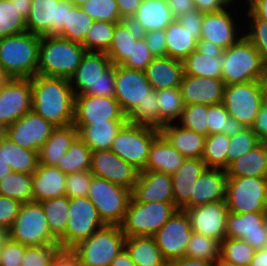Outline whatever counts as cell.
Masks as SVG:
<instances>
[{"label":"cell","instance_id":"6da1fadb","mask_svg":"<svg viewBox=\"0 0 267 266\" xmlns=\"http://www.w3.org/2000/svg\"><path fill=\"white\" fill-rule=\"evenodd\" d=\"M31 85L32 111L55 127L73 124L75 94L69 79L37 74L31 78Z\"/></svg>","mask_w":267,"mask_h":266},{"label":"cell","instance_id":"7a4b0ae2","mask_svg":"<svg viewBox=\"0 0 267 266\" xmlns=\"http://www.w3.org/2000/svg\"><path fill=\"white\" fill-rule=\"evenodd\" d=\"M69 80L75 96H115V65L105 52L87 51Z\"/></svg>","mask_w":267,"mask_h":266},{"label":"cell","instance_id":"3957f363","mask_svg":"<svg viewBox=\"0 0 267 266\" xmlns=\"http://www.w3.org/2000/svg\"><path fill=\"white\" fill-rule=\"evenodd\" d=\"M85 47L58 35L40 39L38 75L70 79L86 53Z\"/></svg>","mask_w":267,"mask_h":266},{"label":"cell","instance_id":"277c9868","mask_svg":"<svg viewBox=\"0 0 267 266\" xmlns=\"http://www.w3.org/2000/svg\"><path fill=\"white\" fill-rule=\"evenodd\" d=\"M40 39L27 31L0 38V65L12 78L37 75Z\"/></svg>","mask_w":267,"mask_h":266},{"label":"cell","instance_id":"5b68a950","mask_svg":"<svg viewBox=\"0 0 267 266\" xmlns=\"http://www.w3.org/2000/svg\"><path fill=\"white\" fill-rule=\"evenodd\" d=\"M221 58V78L225 85L261 81L267 68L258 51L244 35L223 50Z\"/></svg>","mask_w":267,"mask_h":266},{"label":"cell","instance_id":"8992f818","mask_svg":"<svg viewBox=\"0 0 267 266\" xmlns=\"http://www.w3.org/2000/svg\"><path fill=\"white\" fill-rule=\"evenodd\" d=\"M126 236L118 225H105L70 250L81 266H109L125 248Z\"/></svg>","mask_w":267,"mask_h":266},{"label":"cell","instance_id":"52a82bcc","mask_svg":"<svg viewBox=\"0 0 267 266\" xmlns=\"http://www.w3.org/2000/svg\"><path fill=\"white\" fill-rule=\"evenodd\" d=\"M177 210L174 203H142L131 196L120 228L126 237L153 236Z\"/></svg>","mask_w":267,"mask_h":266},{"label":"cell","instance_id":"ba28073f","mask_svg":"<svg viewBox=\"0 0 267 266\" xmlns=\"http://www.w3.org/2000/svg\"><path fill=\"white\" fill-rule=\"evenodd\" d=\"M7 235L27 247L59 244L50 233L40 202L32 201L21 204L19 213Z\"/></svg>","mask_w":267,"mask_h":266},{"label":"cell","instance_id":"9c48e42d","mask_svg":"<svg viewBox=\"0 0 267 266\" xmlns=\"http://www.w3.org/2000/svg\"><path fill=\"white\" fill-rule=\"evenodd\" d=\"M87 197L105 225L120 226L131 198V191L106 179L92 177Z\"/></svg>","mask_w":267,"mask_h":266},{"label":"cell","instance_id":"30bf717a","mask_svg":"<svg viewBox=\"0 0 267 266\" xmlns=\"http://www.w3.org/2000/svg\"><path fill=\"white\" fill-rule=\"evenodd\" d=\"M265 103L262 81L225 85L223 104L230 117L251 128Z\"/></svg>","mask_w":267,"mask_h":266},{"label":"cell","instance_id":"8fae6325","mask_svg":"<svg viewBox=\"0 0 267 266\" xmlns=\"http://www.w3.org/2000/svg\"><path fill=\"white\" fill-rule=\"evenodd\" d=\"M229 212H267V178L228 177L226 198Z\"/></svg>","mask_w":267,"mask_h":266},{"label":"cell","instance_id":"7c38bea8","mask_svg":"<svg viewBox=\"0 0 267 266\" xmlns=\"http://www.w3.org/2000/svg\"><path fill=\"white\" fill-rule=\"evenodd\" d=\"M160 132L127 122L117 133L110 150L142 171L148 160L150 147Z\"/></svg>","mask_w":267,"mask_h":266},{"label":"cell","instance_id":"4fadbf2b","mask_svg":"<svg viewBox=\"0 0 267 266\" xmlns=\"http://www.w3.org/2000/svg\"><path fill=\"white\" fill-rule=\"evenodd\" d=\"M68 213L67 229L58 240L62 249H71L78 242L105 226L96 207L88 197L69 199Z\"/></svg>","mask_w":267,"mask_h":266},{"label":"cell","instance_id":"5bb4252c","mask_svg":"<svg viewBox=\"0 0 267 266\" xmlns=\"http://www.w3.org/2000/svg\"><path fill=\"white\" fill-rule=\"evenodd\" d=\"M73 7L70 0H32L26 18L27 32L43 35H58L66 24L67 10Z\"/></svg>","mask_w":267,"mask_h":266},{"label":"cell","instance_id":"9a60e30c","mask_svg":"<svg viewBox=\"0 0 267 266\" xmlns=\"http://www.w3.org/2000/svg\"><path fill=\"white\" fill-rule=\"evenodd\" d=\"M193 230L185 211L177 210L153 237L167 262L185 256Z\"/></svg>","mask_w":267,"mask_h":266},{"label":"cell","instance_id":"2e32d148","mask_svg":"<svg viewBox=\"0 0 267 266\" xmlns=\"http://www.w3.org/2000/svg\"><path fill=\"white\" fill-rule=\"evenodd\" d=\"M234 10V7L229 6V9L226 8L220 12L203 14L199 40L213 42L223 50L235 44L243 36L241 28L244 27L238 22L242 14L236 17L237 12Z\"/></svg>","mask_w":267,"mask_h":266},{"label":"cell","instance_id":"e0dca14e","mask_svg":"<svg viewBox=\"0 0 267 266\" xmlns=\"http://www.w3.org/2000/svg\"><path fill=\"white\" fill-rule=\"evenodd\" d=\"M152 90L144 71L115 65L114 98L126 116L139 105V102H143Z\"/></svg>","mask_w":267,"mask_h":266},{"label":"cell","instance_id":"ac0fdd59","mask_svg":"<svg viewBox=\"0 0 267 266\" xmlns=\"http://www.w3.org/2000/svg\"><path fill=\"white\" fill-rule=\"evenodd\" d=\"M32 111L31 78H13L0 89V129L2 131Z\"/></svg>","mask_w":267,"mask_h":266},{"label":"cell","instance_id":"d6986e66","mask_svg":"<svg viewBox=\"0 0 267 266\" xmlns=\"http://www.w3.org/2000/svg\"><path fill=\"white\" fill-rule=\"evenodd\" d=\"M55 128L44 117L30 111L6 127L2 133L20 147L39 152Z\"/></svg>","mask_w":267,"mask_h":266},{"label":"cell","instance_id":"ffe728a7","mask_svg":"<svg viewBox=\"0 0 267 266\" xmlns=\"http://www.w3.org/2000/svg\"><path fill=\"white\" fill-rule=\"evenodd\" d=\"M90 172L94 177L106 179L132 191L140 171L107 149L92 151Z\"/></svg>","mask_w":267,"mask_h":266},{"label":"cell","instance_id":"44dd1931","mask_svg":"<svg viewBox=\"0 0 267 266\" xmlns=\"http://www.w3.org/2000/svg\"><path fill=\"white\" fill-rule=\"evenodd\" d=\"M106 120H127L114 97L86 94L75 96L73 125H91Z\"/></svg>","mask_w":267,"mask_h":266},{"label":"cell","instance_id":"7402d4cb","mask_svg":"<svg viewBox=\"0 0 267 266\" xmlns=\"http://www.w3.org/2000/svg\"><path fill=\"white\" fill-rule=\"evenodd\" d=\"M185 212L189 217L193 232L220 243L226 238L229 209L225 200L193 207Z\"/></svg>","mask_w":267,"mask_h":266},{"label":"cell","instance_id":"603a6c76","mask_svg":"<svg viewBox=\"0 0 267 266\" xmlns=\"http://www.w3.org/2000/svg\"><path fill=\"white\" fill-rule=\"evenodd\" d=\"M226 237L242 239L255 250L267 248V212H229Z\"/></svg>","mask_w":267,"mask_h":266},{"label":"cell","instance_id":"cb8c5ba5","mask_svg":"<svg viewBox=\"0 0 267 266\" xmlns=\"http://www.w3.org/2000/svg\"><path fill=\"white\" fill-rule=\"evenodd\" d=\"M224 81L222 78H208L184 74L180 84L184 104L215 105L223 103Z\"/></svg>","mask_w":267,"mask_h":266},{"label":"cell","instance_id":"d4e9b609","mask_svg":"<svg viewBox=\"0 0 267 266\" xmlns=\"http://www.w3.org/2000/svg\"><path fill=\"white\" fill-rule=\"evenodd\" d=\"M228 175L225 169L206 168L193 184L189 209L226 198Z\"/></svg>","mask_w":267,"mask_h":266},{"label":"cell","instance_id":"484cf974","mask_svg":"<svg viewBox=\"0 0 267 266\" xmlns=\"http://www.w3.org/2000/svg\"><path fill=\"white\" fill-rule=\"evenodd\" d=\"M131 196L142 203L173 202V186L170 174L140 171Z\"/></svg>","mask_w":267,"mask_h":266},{"label":"cell","instance_id":"4316f807","mask_svg":"<svg viewBox=\"0 0 267 266\" xmlns=\"http://www.w3.org/2000/svg\"><path fill=\"white\" fill-rule=\"evenodd\" d=\"M206 168L202 159L186 158L178 170L171 174L173 202L178 210L189 209V196L193 184Z\"/></svg>","mask_w":267,"mask_h":266},{"label":"cell","instance_id":"83f0119b","mask_svg":"<svg viewBox=\"0 0 267 266\" xmlns=\"http://www.w3.org/2000/svg\"><path fill=\"white\" fill-rule=\"evenodd\" d=\"M173 20L167 0H143L130 22L140 34H144L164 30Z\"/></svg>","mask_w":267,"mask_h":266},{"label":"cell","instance_id":"f1b7e54d","mask_svg":"<svg viewBox=\"0 0 267 266\" xmlns=\"http://www.w3.org/2000/svg\"><path fill=\"white\" fill-rule=\"evenodd\" d=\"M144 72L153 90L180 87L183 62L169 56L154 57Z\"/></svg>","mask_w":267,"mask_h":266},{"label":"cell","instance_id":"f546056e","mask_svg":"<svg viewBox=\"0 0 267 266\" xmlns=\"http://www.w3.org/2000/svg\"><path fill=\"white\" fill-rule=\"evenodd\" d=\"M67 174L56 166L38 164L32 174L33 201L42 202L65 195Z\"/></svg>","mask_w":267,"mask_h":266},{"label":"cell","instance_id":"4dcf8cb0","mask_svg":"<svg viewBox=\"0 0 267 266\" xmlns=\"http://www.w3.org/2000/svg\"><path fill=\"white\" fill-rule=\"evenodd\" d=\"M160 134L185 158L201 159L206 136L183 128L177 123H168Z\"/></svg>","mask_w":267,"mask_h":266},{"label":"cell","instance_id":"1f68e13d","mask_svg":"<svg viewBox=\"0 0 267 266\" xmlns=\"http://www.w3.org/2000/svg\"><path fill=\"white\" fill-rule=\"evenodd\" d=\"M186 158L175 149L161 134L153 141L147 164L142 171H155L173 174Z\"/></svg>","mask_w":267,"mask_h":266},{"label":"cell","instance_id":"d6a6232c","mask_svg":"<svg viewBox=\"0 0 267 266\" xmlns=\"http://www.w3.org/2000/svg\"><path fill=\"white\" fill-rule=\"evenodd\" d=\"M127 120H106L91 125H73L78 137L92 150H107Z\"/></svg>","mask_w":267,"mask_h":266},{"label":"cell","instance_id":"836d02e7","mask_svg":"<svg viewBox=\"0 0 267 266\" xmlns=\"http://www.w3.org/2000/svg\"><path fill=\"white\" fill-rule=\"evenodd\" d=\"M77 137L78 130L73 124L56 127L38 152L39 164L57 166Z\"/></svg>","mask_w":267,"mask_h":266},{"label":"cell","instance_id":"e575fe53","mask_svg":"<svg viewBox=\"0 0 267 266\" xmlns=\"http://www.w3.org/2000/svg\"><path fill=\"white\" fill-rule=\"evenodd\" d=\"M0 162L9 164L12 171L33 174L38 167V152L20 147L3 133L0 135Z\"/></svg>","mask_w":267,"mask_h":266},{"label":"cell","instance_id":"d590c367","mask_svg":"<svg viewBox=\"0 0 267 266\" xmlns=\"http://www.w3.org/2000/svg\"><path fill=\"white\" fill-rule=\"evenodd\" d=\"M166 56L183 61L196 49L201 31H189L178 20H173L165 29Z\"/></svg>","mask_w":267,"mask_h":266},{"label":"cell","instance_id":"8d00e7d4","mask_svg":"<svg viewBox=\"0 0 267 266\" xmlns=\"http://www.w3.org/2000/svg\"><path fill=\"white\" fill-rule=\"evenodd\" d=\"M225 170L228 177L267 178V148L260 142L252 150L233 161Z\"/></svg>","mask_w":267,"mask_h":266},{"label":"cell","instance_id":"74e56055","mask_svg":"<svg viewBox=\"0 0 267 266\" xmlns=\"http://www.w3.org/2000/svg\"><path fill=\"white\" fill-rule=\"evenodd\" d=\"M125 249L136 266H167L153 236L126 237Z\"/></svg>","mask_w":267,"mask_h":266},{"label":"cell","instance_id":"f35d334b","mask_svg":"<svg viewBox=\"0 0 267 266\" xmlns=\"http://www.w3.org/2000/svg\"><path fill=\"white\" fill-rule=\"evenodd\" d=\"M141 36L130 21L116 23L112 42L105 52L114 65H122L131 56L132 45Z\"/></svg>","mask_w":267,"mask_h":266},{"label":"cell","instance_id":"ab89813d","mask_svg":"<svg viewBox=\"0 0 267 266\" xmlns=\"http://www.w3.org/2000/svg\"><path fill=\"white\" fill-rule=\"evenodd\" d=\"M223 54H202L196 49L182 62L184 74L208 78H221Z\"/></svg>","mask_w":267,"mask_h":266},{"label":"cell","instance_id":"60d3db41","mask_svg":"<svg viewBox=\"0 0 267 266\" xmlns=\"http://www.w3.org/2000/svg\"><path fill=\"white\" fill-rule=\"evenodd\" d=\"M40 203L46 215L50 233L58 241L67 229L69 198L64 195Z\"/></svg>","mask_w":267,"mask_h":266},{"label":"cell","instance_id":"b9f144b4","mask_svg":"<svg viewBox=\"0 0 267 266\" xmlns=\"http://www.w3.org/2000/svg\"><path fill=\"white\" fill-rule=\"evenodd\" d=\"M0 195L24 204L33 201L32 175L12 171L0 181Z\"/></svg>","mask_w":267,"mask_h":266},{"label":"cell","instance_id":"7bdbcfd3","mask_svg":"<svg viewBox=\"0 0 267 266\" xmlns=\"http://www.w3.org/2000/svg\"><path fill=\"white\" fill-rule=\"evenodd\" d=\"M127 121L159 132L163 129L165 125L160 121L156 90H152L143 102H139V105L127 116Z\"/></svg>","mask_w":267,"mask_h":266},{"label":"cell","instance_id":"ee69618b","mask_svg":"<svg viewBox=\"0 0 267 266\" xmlns=\"http://www.w3.org/2000/svg\"><path fill=\"white\" fill-rule=\"evenodd\" d=\"M92 150L77 137L57 166L63 173L90 171Z\"/></svg>","mask_w":267,"mask_h":266},{"label":"cell","instance_id":"f6af8a7d","mask_svg":"<svg viewBox=\"0 0 267 266\" xmlns=\"http://www.w3.org/2000/svg\"><path fill=\"white\" fill-rule=\"evenodd\" d=\"M156 97L160 121L164 125L176 123L180 119L183 108L185 107L180 87L157 90Z\"/></svg>","mask_w":267,"mask_h":266},{"label":"cell","instance_id":"bcb514c9","mask_svg":"<svg viewBox=\"0 0 267 266\" xmlns=\"http://www.w3.org/2000/svg\"><path fill=\"white\" fill-rule=\"evenodd\" d=\"M207 125L209 135L221 133L228 137L245 128L238 120L230 117L223 103L208 106Z\"/></svg>","mask_w":267,"mask_h":266},{"label":"cell","instance_id":"7dc6e473","mask_svg":"<svg viewBox=\"0 0 267 266\" xmlns=\"http://www.w3.org/2000/svg\"><path fill=\"white\" fill-rule=\"evenodd\" d=\"M94 20L79 6L67 10L66 24L58 36L82 44Z\"/></svg>","mask_w":267,"mask_h":266},{"label":"cell","instance_id":"c3c4849f","mask_svg":"<svg viewBox=\"0 0 267 266\" xmlns=\"http://www.w3.org/2000/svg\"><path fill=\"white\" fill-rule=\"evenodd\" d=\"M230 137L217 133L206 136L204 151L201 159L207 168H227V150Z\"/></svg>","mask_w":267,"mask_h":266},{"label":"cell","instance_id":"681fc988","mask_svg":"<svg viewBox=\"0 0 267 266\" xmlns=\"http://www.w3.org/2000/svg\"><path fill=\"white\" fill-rule=\"evenodd\" d=\"M255 252L246 241L226 237L221 242L220 259L237 266H250Z\"/></svg>","mask_w":267,"mask_h":266},{"label":"cell","instance_id":"f907efd6","mask_svg":"<svg viewBox=\"0 0 267 266\" xmlns=\"http://www.w3.org/2000/svg\"><path fill=\"white\" fill-rule=\"evenodd\" d=\"M244 12L248 19H245L247 22L244 20L247 24L246 27L245 24H242L244 26L243 35L258 51L264 65L267 67V22L258 19L249 9L246 10L245 8Z\"/></svg>","mask_w":267,"mask_h":266},{"label":"cell","instance_id":"816d5d0a","mask_svg":"<svg viewBox=\"0 0 267 266\" xmlns=\"http://www.w3.org/2000/svg\"><path fill=\"white\" fill-rule=\"evenodd\" d=\"M116 23L107 21H94L82 45L86 51L106 52L112 42Z\"/></svg>","mask_w":267,"mask_h":266},{"label":"cell","instance_id":"f5cc1de1","mask_svg":"<svg viewBox=\"0 0 267 266\" xmlns=\"http://www.w3.org/2000/svg\"><path fill=\"white\" fill-rule=\"evenodd\" d=\"M26 19L10 0H0V38L26 32Z\"/></svg>","mask_w":267,"mask_h":266},{"label":"cell","instance_id":"db71d44e","mask_svg":"<svg viewBox=\"0 0 267 266\" xmlns=\"http://www.w3.org/2000/svg\"><path fill=\"white\" fill-rule=\"evenodd\" d=\"M221 243L193 232L186 248L185 257L216 262L220 258Z\"/></svg>","mask_w":267,"mask_h":266},{"label":"cell","instance_id":"11a10c76","mask_svg":"<svg viewBox=\"0 0 267 266\" xmlns=\"http://www.w3.org/2000/svg\"><path fill=\"white\" fill-rule=\"evenodd\" d=\"M208 105L188 104L183 108L180 119L176 122L185 129L195 131L204 136L209 135L207 125Z\"/></svg>","mask_w":267,"mask_h":266},{"label":"cell","instance_id":"9f6ffc18","mask_svg":"<svg viewBox=\"0 0 267 266\" xmlns=\"http://www.w3.org/2000/svg\"><path fill=\"white\" fill-rule=\"evenodd\" d=\"M80 8L94 21L114 23L124 21L119 13L116 0H87Z\"/></svg>","mask_w":267,"mask_h":266},{"label":"cell","instance_id":"6f0895ef","mask_svg":"<svg viewBox=\"0 0 267 266\" xmlns=\"http://www.w3.org/2000/svg\"><path fill=\"white\" fill-rule=\"evenodd\" d=\"M261 140L252 128L245 127L239 133L230 137V145L227 150V167L236 159L257 146Z\"/></svg>","mask_w":267,"mask_h":266},{"label":"cell","instance_id":"680465c9","mask_svg":"<svg viewBox=\"0 0 267 266\" xmlns=\"http://www.w3.org/2000/svg\"><path fill=\"white\" fill-rule=\"evenodd\" d=\"M59 244L25 246V253L20 266H52V260L61 250Z\"/></svg>","mask_w":267,"mask_h":266},{"label":"cell","instance_id":"91938a15","mask_svg":"<svg viewBox=\"0 0 267 266\" xmlns=\"http://www.w3.org/2000/svg\"><path fill=\"white\" fill-rule=\"evenodd\" d=\"M90 171L68 173L65 183V195L69 198L87 197L91 179Z\"/></svg>","mask_w":267,"mask_h":266},{"label":"cell","instance_id":"94428289","mask_svg":"<svg viewBox=\"0 0 267 266\" xmlns=\"http://www.w3.org/2000/svg\"><path fill=\"white\" fill-rule=\"evenodd\" d=\"M154 56L147 47L146 42L141 35L132 45L131 56L122 64V66L144 71L148 64L153 60Z\"/></svg>","mask_w":267,"mask_h":266},{"label":"cell","instance_id":"6125c7cd","mask_svg":"<svg viewBox=\"0 0 267 266\" xmlns=\"http://www.w3.org/2000/svg\"><path fill=\"white\" fill-rule=\"evenodd\" d=\"M25 246L7 236L0 245V266H20Z\"/></svg>","mask_w":267,"mask_h":266},{"label":"cell","instance_id":"be15d7a7","mask_svg":"<svg viewBox=\"0 0 267 266\" xmlns=\"http://www.w3.org/2000/svg\"><path fill=\"white\" fill-rule=\"evenodd\" d=\"M21 204L17 200L0 195V229L6 232L11 229Z\"/></svg>","mask_w":267,"mask_h":266},{"label":"cell","instance_id":"e7e4bbea","mask_svg":"<svg viewBox=\"0 0 267 266\" xmlns=\"http://www.w3.org/2000/svg\"><path fill=\"white\" fill-rule=\"evenodd\" d=\"M154 57L166 56V34L164 30L148 31L141 34Z\"/></svg>","mask_w":267,"mask_h":266},{"label":"cell","instance_id":"03108f58","mask_svg":"<svg viewBox=\"0 0 267 266\" xmlns=\"http://www.w3.org/2000/svg\"><path fill=\"white\" fill-rule=\"evenodd\" d=\"M178 22L189 31H201L203 13L194 9L179 17Z\"/></svg>","mask_w":267,"mask_h":266},{"label":"cell","instance_id":"003e7915","mask_svg":"<svg viewBox=\"0 0 267 266\" xmlns=\"http://www.w3.org/2000/svg\"><path fill=\"white\" fill-rule=\"evenodd\" d=\"M196 10L203 14L220 12L229 8L224 0H193Z\"/></svg>","mask_w":267,"mask_h":266},{"label":"cell","instance_id":"a7ac6f4b","mask_svg":"<svg viewBox=\"0 0 267 266\" xmlns=\"http://www.w3.org/2000/svg\"><path fill=\"white\" fill-rule=\"evenodd\" d=\"M52 266H81V264L70 249H61L53 258Z\"/></svg>","mask_w":267,"mask_h":266},{"label":"cell","instance_id":"89a4df30","mask_svg":"<svg viewBox=\"0 0 267 266\" xmlns=\"http://www.w3.org/2000/svg\"><path fill=\"white\" fill-rule=\"evenodd\" d=\"M167 2L174 20L195 9L193 0H167Z\"/></svg>","mask_w":267,"mask_h":266},{"label":"cell","instance_id":"2644e50d","mask_svg":"<svg viewBox=\"0 0 267 266\" xmlns=\"http://www.w3.org/2000/svg\"><path fill=\"white\" fill-rule=\"evenodd\" d=\"M142 1L143 0H116L121 18L130 21Z\"/></svg>","mask_w":267,"mask_h":266},{"label":"cell","instance_id":"8c879c8a","mask_svg":"<svg viewBox=\"0 0 267 266\" xmlns=\"http://www.w3.org/2000/svg\"><path fill=\"white\" fill-rule=\"evenodd\" d=\"M261 140L267 134V104L264 103L256 116L255 122L251 127Z\"/></svg>","mask_w":267,"mask_h":266},{"label":"cell","instance_id":"753ad0ef","mask_svg":"<svg viewBox=\"0 0 267 266\" xmlns=\"http://www.w3.org/2000/svg\"><path fill=\"white\" fill-rule=\"evenodd\" d=\"M167 266H214V262L184 256L182 258L168 262Z\"/></svg>","mask_w":267,"mask_h":266},{"label":"cell","instance_id":"34e18365","mask_svg":"<svg viewBox=\"0 0 267 266\" xmlns=\"http://www.w3.org/2000/svg\"><path fill=\"white\" fill-rule=\"evenodd\" d=\"M258 19L267 22V0H252L248 8Z\"/></svg>","mask_w":267,"mask_h":266},{"label":"cell","instance_id":"11e5206c","mask_svg":"<svg viewBox=\"0 0 267 266\" xmlns=\"http://www.w3.org/2000/svg\"><path fill=\"white\" fill-rule=\"evenodd\" d=\"M196 50L202 54H223L222 48L207 40H198Z\"/></svg>","mask_w":267,"mask_h":266},{"label":"cell","instance_id":"2a66077c","mask_svg":"<svg viewBox=\"0 0 267 266\" xmlns=\"http://www.w3.org/2000/svg\"><path fill=\"white\" fill-rule=\"evenodd\" d=\"M109 266H136L129 253L124 248L110 263Z\"/></svg>","mask_w":267,"mask_h":266},{"label":"cell","instance_id":"b9fcfbb0","mask_svg":"<svg viewBox=\"0 0 267 266\" xmlns=\"http://www.w3.org/2000/svg\"><path fill=\"white\" fill-rule=\"evenodd\" d=\"M250 266H267V248L256 250Z\"/></svg>","mask_w":267,"mask_h":266},{"label":"cell","instance_id":"09005b40","mask_svg":"<svg viewBox=\"0 0 267 266\" xmlns=\"http://www.w3.org/2000/svg\"><path fill=\"white\" fill-rule=\"evenodd\" d=\"M11 3H14L17 9L20 11V14L26 19L30 13L31 2L32 0H10Z\"/></svg>","mask_w":267,"mask_h":266},{"label":"cell","instance_id":"979ff035","mask_svg":"<svg viewBox=\"0 0 267 266\" xmlns=\"http://www.w3.org/2000/svg\"><path fill=\"white\" fill-rule=\"evenodd\" d=\"M13 78L0 65V89L5 87Z\"/></svg>","mask_w":267,"mask_h":266},{"label":"cell","instance_id":"deb4b68c","mask_svg":"<svg viewBox=\"0 0 267 266\" xmlns=\"http://www.w3.org/2000/svg\"><path fill=\"white\" fill-rule=\"evenodd\" d=\"M12 170L9 166V164L1 163L0 162V181L9 173H11Z\"/></svg>","mask_w":267,"mask_h":266},{"label":"cell","instance_id":"67dfc351","mask_svg":"<svg viewBox=\"0 0 267 266\" xmlns=\"http://www.w3.org/2000/svg\"><path fill=\"white\" fill-rule=\"evenodd\" d=\"M228 6L234 7L235 4H237L240 0H224ZM238 1V2H237ZM242 1V0H241ZM247 4H245V3ZM252 0H244L243 2H241V5H245V7L247 6V9L249 8V6L251 5Z\"/></svg>","mask_w":267,"mask_h":266},{"label":"cell","instance_id":"b62a3aed","mask_svg":"<svg viewBox=\"0 0 267 266\" xmlns=\"http://www.w3.org/2000/svg\"><path fill=\"white\" fill-rule=\"evenodd\" d=\"M262 85H263V89H264V100L265 103L267 104V68L265 71V74L262 77Z\"/></svg>","mask_w":267,"mask_h":266},{"label":"cell","instance_id":"603ad722","mask_svg":"<svg viewBox=\"0 0 267 266\" xmlns=\"http://www.w3.org/2000/svg\"><path fill=\"white\" fill-rule=\"evenodd\" d=\"M214 266H237L235 264H232V263H228V262H225L223 260H221L220 258L214 263Z\"/></svg>","mask_w":267,"mask_h":266},{"label":"cell","instance_id":"5803f987","mask_svg":"<svg viewBox=\"0 0 267 266\" xmlns=\"http://www.w3.org/2000/svg\"><path fill=\"white\" fill-rule=\"evenodd\" d=\"M7 236V232L4 229H0V245Z\"/></svg>","mask_w":267,"mask_h":266}]
</instances>
